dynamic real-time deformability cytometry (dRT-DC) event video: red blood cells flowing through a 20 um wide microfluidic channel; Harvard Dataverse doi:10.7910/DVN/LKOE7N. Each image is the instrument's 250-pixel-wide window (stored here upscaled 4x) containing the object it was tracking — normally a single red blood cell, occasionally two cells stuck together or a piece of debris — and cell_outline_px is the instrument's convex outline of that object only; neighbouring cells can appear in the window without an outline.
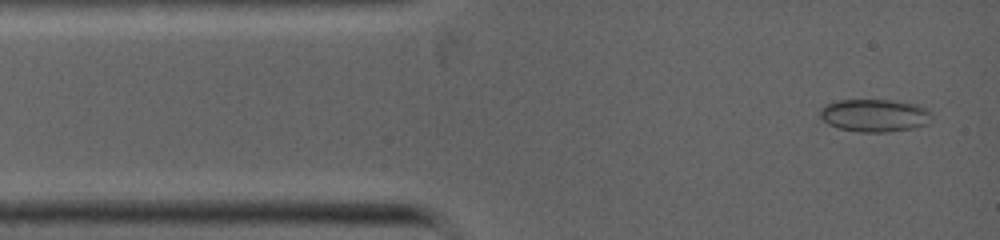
{"species": "common noctule bat (a hibernating species)", "species_latin": "Nyctalus noctula", "temperature_condition": "warm", "stored_images_in_passage": 4, "camera_frame_rate_fps": 5000, "um_per_image_px": 0.085, "animal": {"sex": "female", "body_mass_g": 19.0, "forearm_length_mm": 53.3}, "frame": {"image": 1, "passage_image": 1, "time_ms": 0.0, "image_size_px": [1000, 240], "cell_outline_px": [[932, 116], [928, 124], [916, 128], [888, 132], [856, 132], [840, 128], [828, 124], [820, 116], [820, 108], [836, 100], [892, 100], [916, 104], [928, 108]], "centroid_in_image_um": [74.38, 9.81], "position_along_channel_um": 10.6, "area_um2": 21.5}}